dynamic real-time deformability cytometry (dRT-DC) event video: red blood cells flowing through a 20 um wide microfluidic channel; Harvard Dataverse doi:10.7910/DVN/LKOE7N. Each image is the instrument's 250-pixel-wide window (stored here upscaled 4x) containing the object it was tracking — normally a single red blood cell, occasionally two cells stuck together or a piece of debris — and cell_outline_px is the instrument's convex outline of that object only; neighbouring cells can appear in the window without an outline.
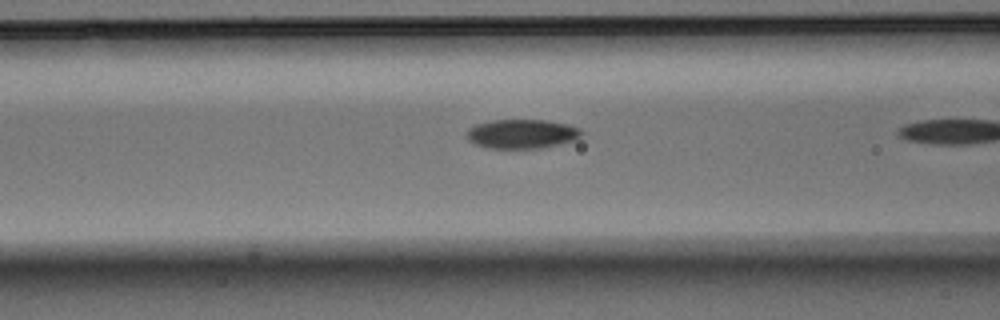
{"species": "Egyptian fruit bat (a non-hibernating species)", "species_latin": "Rousettus aegyptiacus", "temperature_condition": "warm", "stored_images_in_passage": 17, "camera_frame_rate_fps": 3000, "um_per_image_px": 0.085, "animal": {"sex": "male"}, "frame": {"image": 1, "passage_image": 16, "time_ms": 5.0, "image_size_px": [1000, 320], "cell_outline_px": [[584, 132], [576, 140], [560, 144], [540, 148], [484, 148], [468, 140], [468, 128], [476, 124], [492, 120], [548, 120], [568, 124], [580, 128]], "centroid_in_image_um": [44.39, 11.38], "position_along_channel_um": 122.2, "area_um2": 19.65}}